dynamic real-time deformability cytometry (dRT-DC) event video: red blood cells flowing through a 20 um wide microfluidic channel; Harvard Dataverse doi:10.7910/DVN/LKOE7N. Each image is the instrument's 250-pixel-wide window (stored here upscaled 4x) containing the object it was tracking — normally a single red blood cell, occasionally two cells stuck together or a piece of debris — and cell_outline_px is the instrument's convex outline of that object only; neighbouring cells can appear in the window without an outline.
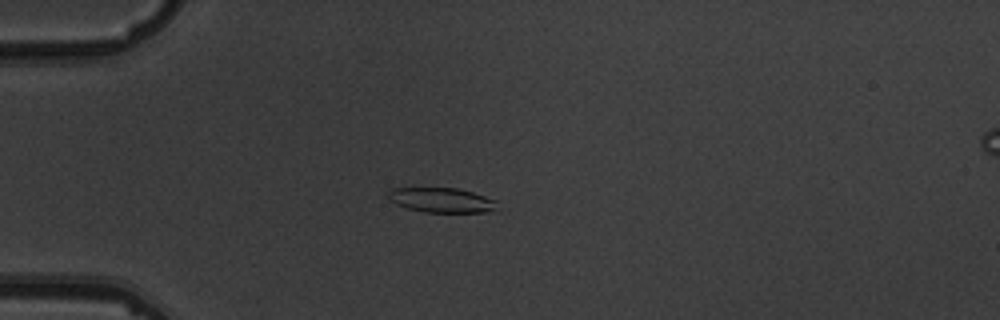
{"species": "common noctule bat (a hibernating species)", "species_latin": "Nyctalus noctula", "temperature_condition": "warm", "stored_images_in_passage": 6, "camera_frame_rate_fps": 3000, "um_per_image_px": 0.085, "animal": {"sex": "male", "body_mass_g": 19.5, "forearm_length_mm": 54.6}, "frame": {"image": 1, "passage_image": 5, "time_ms": 4.667, "image_size_px": [1000, 320], "cell_outline_px": [[500, 212], [424, 212], [408, 208], [396, 204], [388, 200], [388, 192], [392, 188], [460, 188], [496, 200]], "centroid_in_image_um": [37.59, 17.02], "position_along_channel_um": 47.4, "area_um2": 15.95}}